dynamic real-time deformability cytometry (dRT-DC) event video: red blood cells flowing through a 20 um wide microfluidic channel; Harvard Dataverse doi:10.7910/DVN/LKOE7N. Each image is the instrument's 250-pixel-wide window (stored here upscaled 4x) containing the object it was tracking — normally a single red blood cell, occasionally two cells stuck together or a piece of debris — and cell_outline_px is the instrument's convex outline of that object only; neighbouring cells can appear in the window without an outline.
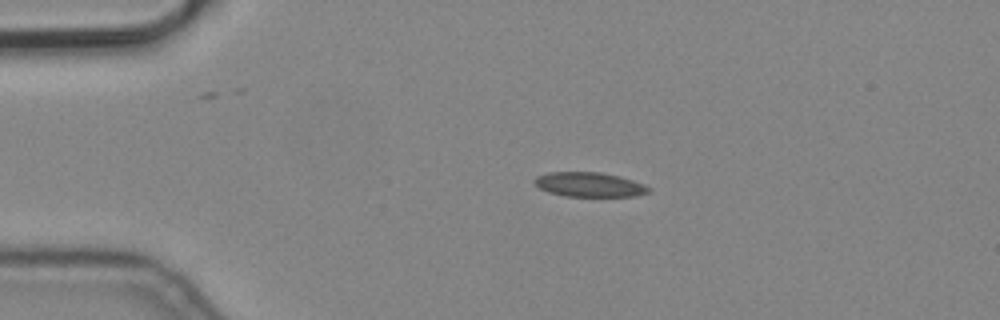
{"species": "common noctule bat (a hibernating species)", "species_latin": "Nyctalus noctula", "temperature_condition": "cold", "stored_images_in_passage": 4, "camera_frame_rate_fps": 3000, "um_per_image_px": 0.085, "animal": {"sex": "male", "body_mass_g": 19.2, "forearm_length_mm": 51.8}, "frame": {"image": 1, "passage_image": 1, "time_ms": 0.0, "image_size_px": [1000, 320], "cell_outline_px": [[652, 192], [636, 196], [564, 196], [548, 192], [532, 184], [532, 180], [536, 176], [548, 172], [600, 172], [620, 176], [644, 184], [652, 188]], "centroid_in_image_um": [50.09, 15.69], "position_along_channel_um": 34.9, "area_um2": 16.59}}
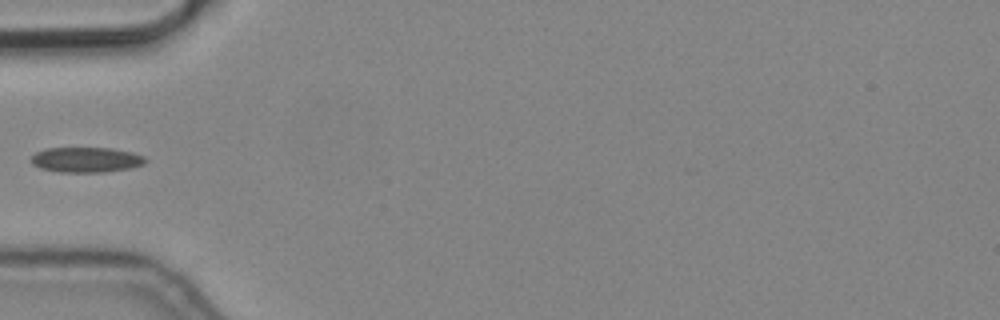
{"frame": {"image": 2, "passage_image": 3, "time_ms": 0.667, "image_size_px": [1000, 320], "cell_outline_px": [[148, 160], [144, 164], [128, 168], [104, 172], [60, 172], [40, 168], [32, 164], [32, 156], [36, 152], [44, 148], [112, 148], [132, 152], [144, 156]], "centroid_in_image_um": [7.33, 13.57], "position_along_channel_um": 77.7, "area_um2": 16.76}}
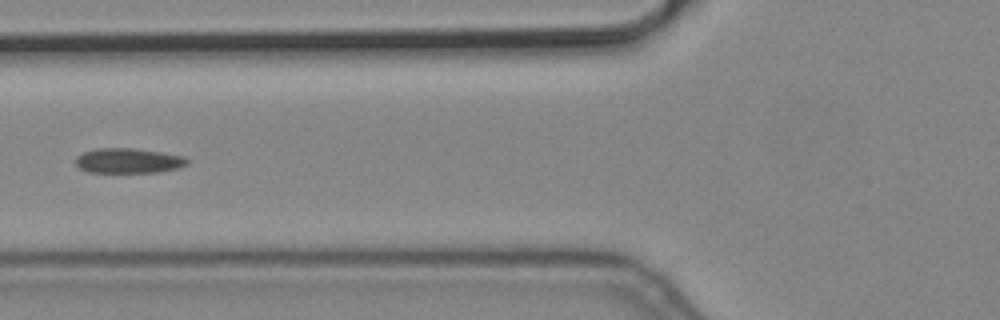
{"frame": {"image": 3, "passage_image": 4, "time_ms": 1.0, "image_size_px": [1000, 320], "cell_outline_px": [[188, 164], [176, 168], [156, 172], [88, 172], [80, 168], [76, 164], [76, 156], [84, 152], [96, 148], [136, 148], [184, 156], [188, 160]], "centroid_in_image_um": [10.89, 13.65], "position_along_channel_um": 114.9, "area_um2": 16.13}}